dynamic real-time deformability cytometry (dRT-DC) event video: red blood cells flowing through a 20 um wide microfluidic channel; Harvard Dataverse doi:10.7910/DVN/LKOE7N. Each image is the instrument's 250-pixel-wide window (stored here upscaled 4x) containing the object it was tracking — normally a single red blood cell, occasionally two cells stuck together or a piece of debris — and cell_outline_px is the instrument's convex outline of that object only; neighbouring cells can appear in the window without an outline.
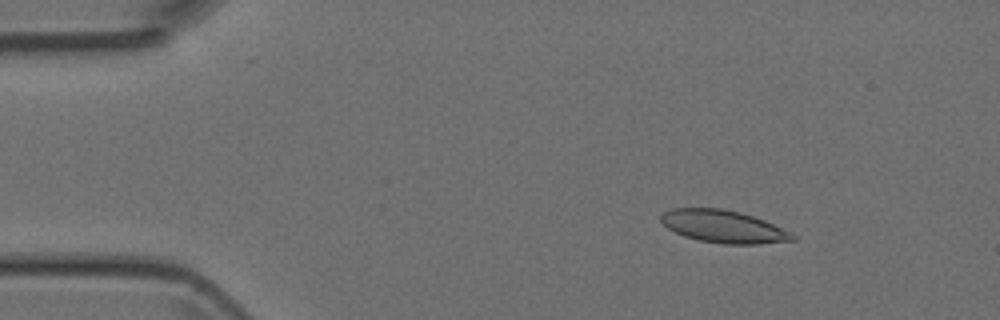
{"species": "Egyptian fruit bat (a non-hibernating species)", "species_latin": "Rousettus aegyptiacus", "temperature_condition": "room temperature", "stored_images_in_passage": 3, "camera_frame_rate_fps": 3000, "um_per_image_px": 0.085, "animal": {"sex": "female"}, "frame": {"image": 1, "passage_image": 1, "time_ms": 0.0, "image_size_px": [1000, 320], "cell_outline_px": [[796, 240], [760, 244], [724, 244], [700, 240], [684, 236], [668, 228], [660, 220], [660, 216], [664, 212], [672, 208], [720, 208], [740, 212], [764, 220], [792, 232], [796, 236]], "centroid_in_image_um": [61.52, 19.26], "position_along_channel_um": 23.5, "area_um2": 24.91}}